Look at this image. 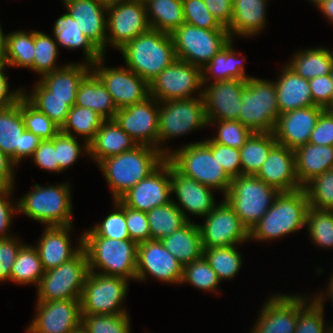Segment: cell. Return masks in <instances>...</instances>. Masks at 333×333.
Listing matches in <instances>:
<instances>
[{
  "label": "cell",
  "mask_w": 333,
  "mask_h": 333,
  "mask_svg": "<svg viewBox=\"0 0 333 333\" xmlns=\"http://www.w3.org/2000/svg\"><path fill=\"white\" fill-rule=\"evenodd\" d=\"M165 159L156 147L137 145L129 151L107 157L98 164L115 201L153 172Z\"/></svg>",
  "instance_id": "6da1fadb"
},
{
  "label": "cell",
  "mask_w": 333,
  "mask_h": 333,
  "mask_svg": "<svg viewBox=\"0 0 333 333\" xmlns=\"http://www.w3.org/2000/svg\"><path fill=\"white\" fill-rule=\"evenodd\" d=\"M119 51L126 67L148 83L177 59L171 35L152 28L127 42Z\"/></svg>",
  "instance_id": "7a4b0ae2"
},
{
  "label": "cell",
  "mask_w": 333,
  "mask_h": 333,
  "mask_svg": "<svg viewBox=\"0 0 333 333\" xmlns=\"http://www.w3.org/2000/svg\"><path fill=\"white\" fill-rule=\"evenodd\" d=\"M309 208L304 188L291 192H280L273 205L261 220L249 231V238L271 240L283 237L306 226Z\"/></svg>",
  "instance_id": "3957f363"
},
{
  "label": "cell",
  "mask_w": 333,
  "mask_h": 333,
  "mask_svg": "<svg viewBox=\"0 0 333 333\" xmlns=\"http://www.w3.org/2000/svg\"><path fill=\"white\" fill-rule=\"evenodd\" d=\"M138 244L132 240H116L108 237H82L89 271L95 268L104 275L136 280Z\"/></svg>",
  "instance_id": "277c9868"
},
{
  "label": "cell",
  "mask_w": 333,
  "mask_h": 333,
  "mask_svg": "<svg viewBox=\"0 0 333 333\" xmlns=\"http://www.w3.org/2000/svg\"><path fill=\"white\" fill-rule=\"evenodd\" d=\"M166 159L184 176L212 189L223 191V195L230 188L232 179L214 158L212 150L204 141L187 144L171 152Z\"/></svg>",
  "instance_id": "5b68a950"
},
{
  "label": "cell",
  "mask_w": 333,
  "mask_h": 333,
  "mask_svg": "<svg viewBox=\"0 0 333 333\" xmlns=\"http://www.w3.org/2000/svg\"><path fill=\"white\" fill-rule=\"evenodd\" d=\"M279 193L256 175H241L232 179L224 199L250 231L273 205Z\"/></svg>",
  "instance_id": "8992f818"
},
{
  "label": "cell",
  "mask_w": 333,
  "mask_h": 333,
  "mask_svg": "<svg viewBox=\"0 0 333 333\" xmlns=\"http://www.w3.org/2000/svg\"><path fill=\"white\" fill-rule=\"evenodd\" d=\"M238 121L252 132L273 133L280 115L275 82L250 77L241 92Z\"/></svg>",
  "instance_id": "52a82bcc"
},
{
  "label": "cell",
  "mask_w": 333,
  "mask_h": 333,
  "mask_svg": "<svg viewBox=\"0 0 333 333\" xmlns=\"http://www.w3.org/2000/svg\"><path fill=\"white\" fill-rule=\"evenodd\" d=\"M69 186L66 183L42 187L35 184L33 192L20 199L18 212H23L46 226L72 225V203Z\"/></svg>",
  "instance_id": "ba28073f"
},
{
  "label": "cell",
  "mask_w": 333,
  "mask_h": 333,
  "mask_svg": "<svg viewBox=\"0 0 333 333\" xmlns=\"http://www.w3.org/2000/svg\"><path fill=\"white\" fill-rule=\"evenodd\" d=\"M177 59L203 68L233 40L228 30H209L184 23L171 34Z\"/></svg>",
  "instance_id": "9c48e42d"
},
{
  "label": "cell",
  "mask_w": 333,
  "mask_h": 333,
  "mask_svg": "<svg viewBox=\"0 0 333 333\" xmlns=\"http://www.w3.org/2000/svg\"><path fill=\"white\" fill-rule=\"evenodd\" d=\"M88 273L87 255L81 248L69 261L44 272L37 286V301L80 299Z\"/></svg>",
  "instance_id": "30bf717a"
},
{
  "label": "cell",
  "mask_w": 333,
  "mask_h": 333,
  "mask_svg": "<svg viewBox=\"0 0 333 333\" xmlns=\"http://www.w3.org/2000/svg\"><path fill=\"white\" fill-rule=\"evenodd\" d=\"M127 290V279L89 271L80 298L81 315L126 314L120 307Z\"/></svg>",
  "instance_id": "8fae6325"
},
{
  "label": "cell",
  "mask_w": 333,
  "mask_h": 333,
  "mask_svg": "<svg viewBox=\"0 0 333 333\" xmlns=\"http://www.w3.org/2000/svg\"><path fill=\"white\" fill-rule=\"evenodd\" d=\"M198 98L159 102L163 106L159 107L158 146L170 137L209 125L202 90Z\"/></svg>",
  "instance_id": "7c38bea8"
},
{
  "label": "cell",
  "mask_w": 333,
  "mask_h": 333,
  "mask_svg": "<svg viewBox=\"0 0 333 333\" xmlns=\"http://www.w3.org/2000/svg\"><path fill=\"white\" fill-rule=\"evenodd\" d=\"M157 104L159 105V101L150 96L140 103L119 109L114 120L137 145L156 147L167 157L171 151L168 148L163 150L158 147L159 106Z\"/></svg>",
  "instance_id": "4fadbf2b"
},
{
  "label": "cell",
  "mask_w": 333,
  "mask_h": 333,
  "mask_svg": "<svg viewBox=\"0 0 333 333\" xmlns=\"http://www.w3.org/2000/svg\"><path fill=\"white\" fill-rule=\"evenodd\" d=\"M149 86L150 96L159 102L194 98L192 92L203 87L202 68L176 59Z\"/></svg>",
  "instance_id": "5bb4252c"
},
{
  "label": "cell",
  "mask_w": 333,
  "mask_h": 333,
  "mask_svg": "<svg viewBox=\"0 0 333 333\" xmlns=\"http://www.w3.org/2000/svg\"><path fill=\"white\" fill-rule=\"evenodd\" d=\"M107 16L110 36H107L106 44L109 41L118 50L151 28L146 6L142 0H121L109 4Z\"/></svg>",
  "instance_id": "9a60e30c"
},
{
  "label": "cell",
  "mask_w": 333,
  "mask_h": 333,
  "mask_svg": "<svg viewBox=\"0 0 333 333\" xmlns=\"http://www.w3.org/2000/svg\"><path fill=\"white\" fill-rule=\"evenodd\" d=\"M205 217V224H198L203 248L234 246L249 238V230L234 209L224 199Z\"/></svg>",
  "instance_id": "2e32d148"
},
{
  "label": "cell",
  "mask_w": 333,
  "mask_h": 333,
  "mask_svg": "<svg viewBox=\"0 0 333 333\" xmlns=\"http://www.w3.org/2000/svg\"><path fill=\"white\" fill-rule=\"evenodd\" d=\"M41 138L25 129L21 115V97L13 105L0 109V150L17 165L33 156Z\"/></svg>",
  "instance_id": "e0dca14e"
},
{
  "label": "cell",
  "mask_w": 333,
  "mask_h": 333,
  "mask_svg": "<svg viewBox=\"0 0 333 333\" xmlns=\"http://www.w3.org/2000/svg\"><path fill=\"white\" fill-rule=\"evenodd\" d=\"M104 57L91 64V71L102 81L118 109L150 97L149 83L129 68L101 67Z\"/></svg>",
  "instance_id": "ac0fdd59"
},
{
  "label": "cell",
  "mask_w": 333,
  "mask_h": 333,
  "mask_svg": "<svg viewBox=\"0 0 333 333\" xmlns=\"http://www.w3.org/2000/svg\"><path fill=\"white\" fill-rule=\"evenodd\" d=\"M171 194V163L165 159L119 200L131 209L148 212L171 202Z\"/></svg>",
  "instance_id": "d6986e66"
},
{
  "label": "cell",
  "mask_w": 333,
  "mask_h": 333,
  "mask_svg": "<svg viewBox=\"0 0 333 333\" xmlns=\"http://www.w3.org/2000/svg\"><path fill=\"white\" fill-rule=\"evenodd\" d=\"M27 333H70L81 325L80 299L37 301Z\"/></svg>",
  "instance_id": "ffe728a7"
},
{
  "label": "cell",
  "mask_w": 333,
  "mask_h": 333,
  "mask_svg": "<svg viewBox=\"0 0 333 333\" xmlns=\"http://www.w3.org/2000/svg\"><path fill=\"white\" fill-rule=\"evenodd\" d=\"M147 274L163 282L181 284L183 265L160 240H148L137 247L136 280H145Z\"/></svg>",
  "instance_id": "44dd1931"
},
{
  "label": "cell",
  "mask_w": 333,
  "mask_h": 333,
  "mask_svg": "<svg viewBox=\"0 0 333 333\" xmlns=\"http://www.w3.org/2000/svg\"><path fill=\"white\" fill-rule=\"evenodd\" d=\"M307 299L308 297L287 294L270 297L263 305L251 333H294L298 312L308 303Z\"/></svg>",
  "instance_id": "7402d4cb"
},
{
  "label": "cell",
  "mask_w": 333,
  "mask_h": 333,
  "mask_svg": "<svg viewBox=\"0 0 333 333\" xmlns=\"http://www.w3.org/2000/svg\"><path fill=\"white\" fill-rule=\"evenodd\" d=\"M247 80L230 79L211 83L203 90L207 121L238 120L241 92Z\"/></svg>",
  "instance_id": "603a6c76"
},
{
  "label": "cell",
  "mask_w": 333,
  "mask_h": 333,
  "mask_svg": "<svg viewBox=\"0 0 333 333\" xmlns=\"http://www.w3.org/2000/svg\"><path fill=\"white\" fill-rule=\"evenodd\" d=\"M323 110L315 105L280 114L273 131L277 143L292 150L307 144Z\"/></svg>",
  "instance_id": "cb8c5ba5"
},
{
  "label": "cell",
  "mask_w": 333,
  "mask_h": 333,
  "mask_svg": "<svg viewBox=\"0 0 333 333\" xmlns=\"http://www.w3.org/2000/svg\"><path fill=\"white\" fill-rule=\"evenodd\" d=\"M256 176L280 192L301 189L296 175L294 150L276 143Z\"/></svg>",
  "instance_id": "d4e9b609"
},
{
  "label": "cell",
  "mask_w": 333,
  "mask_h": 333,
  "mask_svg": "<svg viewBox=\"0 0 333 333\" xmlns=\"http://www.w3.org/2000/svg\"><path fill=\"white\" fill-rule=\"evenodd\" d=\"M83 35L104 54L107 39V5L97 0H63ZM105 13V14H104Z\"/></svg>",
  "instance_id": "484cf974"
},
{
  "label": "cell",
  "mask_w": 333,
  "mask_h": 333,
  "mask_svg": "<svg viewBox=\"0 0 333 333\" xmlns=\"http://www.w3.org/2000/svg\"><path fill=\"white\" fill-rule=\"evenodd\" d=\"M211 190V187L184 176L171 165V191L176 194L180 205L175 204L187 221L191 220L185 214L186 210L197 216H206L213 210L216 204Z\"/></svg>",
  "instance_id": "4316f807"
},
{
  "label": "cell",
  "mask_w": 333,
  "mask_h": 333,
  "mask_svg": "<svg viewBox=\"0 0 333 333\" xmlns=\"http://www.w3.org/2000/svg\"><path fill=\"white\" fill-rule=\"evenodd\" d=\"M68 226H46L44 234L35 248L38 251L44 271L56 268L73 258L82 248V236L76 249L70 246Z\"/></svg>",
  "instance_id": "83f0119b"
},
{
  "label": "cell",
  "mask_w": 333,
  "mask_h": 333,
  "mask_svg": "<svg viewBox=\"0 0 333 333\" xmlns=\"http://www.w3.org/2000/svg\"><path fill=\"white\" fill-rule=\"evenodd\" d=\"M275 82L280 114L295 109L315 106L309 86V80L299 76L288 65Z\"/></svg>",
  "instance_id": "f1b7e54d"
},
{
  "label": "cell",
  "mask_w": 333,
  "mask_h": 333,
  "mask_svg": "<svg viewBox=\"0 0 333 333\" xmlns=\"http://www.w3.org/2000/svg\"><path fill=\"white\" fill-rule=\"evenodd\" d=\"M137 146L136 142L116 123L114 119L104 120L94 140L89 144L88 155L101 160L129 151Z\"/></svg>",
  "instance_id": "f546056e"
},
{
  "label": "cell",
  "mask_w": 333,
  "mask_h": 333,
  "mask_svg": "<svg viewBox=\"0 0 333 333\" xmlns=\"http://www.w3.org/2000/svg\"><path fill=\"white\" fill-rule=\"evenodd\" d=\"M294 153L296 175L302 188L314 177L333 170V146L307 143Z\"/></svg>",
  "instance_id": "4dcf8cb0"
},
{
  "label": "cell",
  "mask_w": 333,
  "mask_h": 333,
  "mask_svg": "<svg viewBox=\"0 0 333 333\" xmlns=\"http://www.w3.org/2000/svg\"><path fill=\"white\" fill-rule=\"evenodd\" d=\"M160 241L183 266L204 254L198 224L191 221Z\"/></svg>",
  "instance_id": "1f68e13d"
},
{
  "label": "cell",
  "mask_w": 333,
  "mask_h": 333,
  "mask_svg": "<svg viewBox=\"0 0 333 333\" xmlns=\"http://www.w3.org/2000/svg\"><path fill=\"white\" fill-rule=\"evenodd\" d=\"M232 6V20L227 27L231 39L236 34L253 36L264 28L266 0H233Z\"/></svg>",
  "instance_id": "d6a6232c"
},
{
  "label": "cell",
  "mask_w": 333,
  "mask_h": 333,
  "mask_svg": "<svg viewBox=\"0 0 333 333\" xmlns=\"http://www.w3.org/2000/svg\"><path fill=\"white\" fill-rule=\"evenodd\" d=\"M90 66L86 62L76 65L70 63L42 75L40 82L49 90V97L76 98L80 83L91 72Z\"/></svg>",
  "instance_id": "836d02e7"
},
{
  "label": "cell",
  "mask_w": 333,
  "mask_h": 333,
  "mask_svg": "<svg viewBox=\"0 0 333 333\" xmlns=\"http://www.w3.org/2000/svg\"><path fill=\"white\" fill-rule=\"evenodd\" d=\"M74 105L87 107L105 120L114 119L119 110L105 85L92 71L80 83Z\"/></svg>",
  "instance_id": "e575fe53"
},
{
  "label": "cell",
  "mask_w": 333,
  "mask_h": 333,
  "mask_svg": "<svg viewBox=\"0 0 333 333\" xmlns=\"http://www.w3.org/2000/svg\"><path fill=\"white\" fill-rule=\"evenodd\" d=\"M53 34L56 42L67 49L83 48L85 62L95 63L103 53L83 35L82 29L69 13L60 16L54 25Z\"/></svg>",
  "instance_id": "d590c367"
},
{
  "label": "cell",
  "mask_w": 333,
  "mask_h": 333,
  "mask_svg": "<svg viewBox=\"0 0 333 333\" xmlns=\"http://www.w3.org/2000/svg\"><path fill=\"white\" fill-rule=\"evenodd\" d=\"M145 6L152 29L171 34L185 23L182 0H147Z\"/></svg>",
  "instance_id": "8d00e7d4"
},
{
  "label": "cell",
  "mask_w": 333,
  "mask_h": 333,
  "mask_svg": "<svg viewBox=\"0 0 333 333\" xmlns=\"http://www.w3.org/2000/svg\"><path fill=\"white\" fill-rule=\"evenodd\" d=\"M276 143L273 133L253 132L240 148L241 175H256Z\"/></svg>",
  "instance_id": "74e56055"
},
{
  "label": "cell",
  "mask_w": 333,
  "mask_h": 333,
  "mask_svg": "<svg viewBox=\"0 0 333 333\" xmlns=\"http://www.w3.org/2000/svg\"><path fill=\"white\" fill-rule=\"evenodd\" d=\"M232 46V40L202 68L203 85L212 75L215 82L239 79L248 80L243 63L238 62ZM207 74V75H206Z\"/></svg>",
  "instance_id": "f35d334b"
},
{
  "label": "cell",
  "mask_w": 333,
  "mask_h": 333,
  "mask_svg": "<svg viewBox=\"0 0 333 333\" xmlns=\"http://www.w3.org/2000/svg\"><path fill=\"white\" fill-rule=\"evenodd\" d=\"M299 76L310 80L318 76L331 74L333 66V52L324 48L308 49L296 53L292 61L287 64Z\"/></svg>",
  "instance_id": "ab89813d"
},
{
  "label": "cell",
  "mask_w": 333,
  "mask_h": 333,
  "mask_svg": "<svg viewBox=\"0 0 333 333\" xmlns=\"http://www.w3.org/2000/svg\"><path fill=\"white\" fill-rule=\"evenodd\" d=\"M105 119L95 111L77 105H73L67 115L65 123L60 128V131L74 136L71 129L77 135L85 137L84 148L89 153V144L94 140L97 131L100 129L102 122Z\"/></svg>",
  "instance_id": "60d3db41"
},
{
  "label": "cell",
  "mask_w": 333,
  "mask_h": 333,
  "mask_svg": "<svg viewBox=\"0 0 333 333\" xmlns=\"http://www.w3.org/2000/svg\"><path fill=\"white\" fill-rule=\"evenodd\" d=\"M35 86L30 95L23 92V96L61 128L76 98L49 97V90L40 81Z\"/></svg>",
  "instance_id": "b9f144b4"
},
{
  "label": "cell",
  "mask_w": 333,
  "mask_h": 333,
  "mask_svg": "<svg viewBox=\"0 0 333 333\" xmlns=\"http://www.w3.org/2000/svg\"><path fill=\"white\" fill-rule=\"evenodd\" d=\"M146 214L151 240H161L188 222L174 200L166 205L155 207Z\"/></svg>",
  "instance_id": "7bdbcfd3"
},
{
  "label": "cell",
  "mask_w": 333,
  "mask_h": 333,
  "mask_svg": "<svg viewBox=\"0 0 333 333\" xmlns=\"http://www.w3.org/2000/svg\"><path fill=\"white\" fill-rule=\"evenodd\" d=\"M44 272L37 249L24 244L13 263L11 281L21 285L32 283L38 286Z\"/></svg>",
  "instance_id": "ee69618b"
},
{
  "label": "cell",
  "mask_w": 333,
  "mask_h": 333,
  "mask_svg": "<svg viewBox=\"0 0 333 333\" xmlns=\"http://www.w3.org/2000/svg\"><path fill=\"white\" fill-rule=\"evenodd\" d=\"M34 51L35 31H16L6 35L7 66L30 68L34 61Z\"/></svg>",
  "instance_id": "f6af8a7d"
},
{
  "label": "cell",
  "mask_w": 333,
  "mask_h": 333,
  "mask_svg": "<svg viewBox=\"0 0 333 333\" xmlns=\"http://www.w3.org/2000/svg\"><path fill=\"white\" fill-rule=\"evenodd\" d=\"M203 256L217 273L219 280L231 279L238 273L242 261L236 246L203 248Z\"/></svg>",
  "instance_id": "bcb514c9"
},
{
  "label": "cell",
  "mask_w": 333,
  "mask_h": 333,
  "mask_svg": "<svg viewBox=\"0 0 333 333\" xmlns=\"http://www.w3.org/2000/svg\"><path fill=\"white\" fill-rule=\"evenodd\" d=\"M116 211L109 214L102 223L89 229L82 237H108L116 240H130L125 219V205L115 200Z\"/></svg>",
  "instance_id": "7dc6e473"
},
{
  "label": "cell",
  "mask_w": 333,
  "mask_h": 333,
  "mask_svg": "<svg viewBox=\"0 0 333 333\" xmlns=\"http://www.w3.org/2000/svg\"><path fill=\"white\" fill-rule=\"evenodd\" d=\"M306 225L313 243L321 247H333V210L309 207Z\"/></svg>",
  "instance_id": "c3c4849f"
},
{
  "label": "cell",
  "mask_w": 333,
  "mask_h": 333,
  "mask_svg": "<svg viewBox=\"0 0 333 333\" xmlns=\"http://www.w3.org/2000/svg\"><path fill=\"white\" fill-rule=\"evenodd\" d=\"M21 115L25 129L42 140L52 139L60 132V127L34 107L23 95L21 96Z\"/></svg>",
  "instance_id": "681fc988"
},
{
  "label": "cell",
  "mask_w": 333,
  "mask_h": 333,
  "mask_svg": "<svg viewBox=\"0 0 333 333\" xmlns=\"http://www.w3.org/2000/svg\"><path fill=\"white\" fill-rule=\"evenodd\" d=\"M323 297L315 296L306 303L298 312L296 329L294 333H332L333 326H324Z\"/></svg>",
  "instance_id": "f907efd6"
},
{
  "label": "cell",
  "mask_w": 333,
  "mask_h": 333,
  "mask_svg": "<svg viewBox=\"0 0 333 333\" xmlns=\"http://www.w3.org/2000/svg\"><path fill=\"white\" fill-rule=\"evenodd\" d=\"M309 207L333 210V170L314 177L304 187Z\"/></svg>",
  "instance_id": "816d5d0a"
},
{
  "label": "cell",
  "mask_w": 333,
  "mask_h": 333,
  "mask_svg": "<svg viewBox=\"0 0 333 333\" xmlns=\"http://www.w3.org/2000/svg\"><path fill=\"white\" fill-rule=\"evenodd\" d=\"M33 65L29 68L39 75H44L62 67L56 68L58 46L54 39L45 33L35 31V51Z\"/></svg>",
  "instance_id": "f5cc1de1"
},
{
  "label": "cell",
  "mask_w": 333,
  "mask_h": 333,
  "mask_svg": "<svg viewBox=\"0 0 333 333\" xmlns=\"http://www.w3.org/2000/svg\"><path fill=\"white\" fill-rule=\"evenodd\" d=\"M183 282H188L201 290L215 292V289H217V286L221 281L219 280L217 273L211 268L207 259L202 256L201 258L183 266L181 283Z\"/></svg>",
  "instance_id": "db71d44e"
},
{
  "label": "cell",
  "mask_w": 333,
  "mask_h": 333,
  "mask_svg": "<svg viewBox=\"0 0 333 333\" xmlns=\"http://www.w3.org/2000/svg\"><path fill=\"white\" fill-rule=\"evenodd\" d=\"M81 326L87 333H130L128 313L81 315Z\"/></svg>",
  "instance_id": "11a10c76"
},
{
  "label": "cell",
  "mask_w": 333,
  "mask_h": 333,
  "mask_svg": "<svg viewBox=\"0 0 333 333\" xmlns=\"http://www.w3.org/2000/svg\"><path fill=\"white\" fill-rule=\"evenodd\" d=\"M213 122L219 125V129L217 137H213L212 139L216 143L232 148L240 149L253 133L238 120L208 121V124Z\"/></svg>",
  "instance_id": "9f6ffc18"
},
{
  "label": "cell",
  "mask_w": 333,
  "mask_h": 333,
  "mask_svg": "<svg viewBox=\"0 0 333 333\" xmlns=\"http://www.w3.org/2000/svg\"><path fill=\"white\" fill-rule=\"evenodd\" d=\"M185 23L209 30H227L207 9L203 0H182Z\"/></svg>",
  "instance_id": "6f0895ef"
},
{
  "label": "cell",
  "mask_w": 333,
  "mask_h": 333,
  "mask_svg": "<svg viewBox=\"0 0 333 333\" xmlns=\"http://www.w3.org/2000/svg\"><path fill=\"white\" fill-rule=\"evenodd\" d=\"M204 142L231 179L241 176L240 149L216 143L212 138Z\"/></svg>",
  "instance_id": "680465c9"
},
{
  "label": "cell",
  "mask_w": 333,
  "mask_h": 333,
  "mask_svg": "<svg viewBox=\"0 0 333 333\" xmlns=\"http://www.w3.org/2000/svg\"><path fill=\"white\" fill-rule=\"evenodd\" d=\"M54 147L57 161L59 162V172L72 166L80 156L83 147H80L75 136L59 132L54 136Z\"/></svg>",
  "instance_id": "91938a15"
},
{
  "label": "cell",
  "mask_w": 333,
  "mask_h": 333,
  "mask_svg": "<svg viewBox=\"0 0 333 333\" xmlns=\"http://www.w3.org/2000/svg\"><path fill=\"white\" fill-rule=\"evenodd\" d=\"M125 219L130 240L137 244L151 240L146 212L125 206Z\"/></svg>",
  "instance_id": "94428289"
},
{
  "label": "cell",
  "mask_w": 333,
  "mask_h": 333,
  "mask_svg": "<svg viewBox=\"0 0 333 333\" xmlns=\"http://www.w3.org/2000/svg\"><path fill=\"white\" fill-rule=\"evenodd\" d=\"M13 236L0 239V281L10 280L13 263L24 244Z\"/></svg>",
  "instance_id": "6125c7cd"
},
{
  "label": "cell",
  "mask_w": 333,
  "mask_h": 333,
  "mask_svg": "<svg viewBox=\"0 0 333 333\" xmlns=\"http://www.w3.org/2000/svg\"><path fill=\"white\" fill-rule=\"evenodd\" d=\"M308 143L333 146V110L324 109L321 112Z\"/></svg>",
  "instance_id": "be15d7a7"
},
{
  "label": "cell",
  "mask_w": 333,
  "mask_h": 333,
  "mask_svg": "<svg viewBox=\"0 0 333 333\" xmlns=\"http://www.w3.org/2000/svg\"><path fill=\"white\" fill-rule=\"evenodd\" d=\"M332 77L330 74L309 80L312 100L316 106L331 110Z\"/></svg>",
  "instance_id": "e7e4bbea"
},
{
  "label": "cell",
  "mask_w": 333,
  "mask_h": 333,
  "mask_svg": "<svg viewBox=\"0 0 333 333\" xmlns=\"http://www.w3.org/2000/svg\"><path fill=\"white\" fill-rule=\"evenodd\" d=\"M32 158L35 164L41 169L59 173V162L57 161L54 147V137L52 139L41 140Z\"/></svg>",
  "instance_id": "03108f58"
},
{
  "label": "cell",
  "mask_w": 333,
  "mask_h": 333,
  "mask_svg": "<svg viewBox=\"0 0 333 333\" xmlns=\"http://www.w3.org/2000/svg\"><path fill=\"white\" fill-rule=\"evenodd\" d=\"M12 189L13 188L0 189V239L12 236L11 234L8 235L7 230L11 224L13 213L18 211V204L15 205L16 207H13L8 198L11 195Z\"/></svg>",
  "instance_id": "003e7915"
},
{
  "label": "cell",
  "mask_w": 333,
  "mask_h": 333,
  "mask_svg": "<svg viewBox=\"0 0 333 333\" xmlns=\"http://www.w3.org/2000/svg\"><path fill=\"white\" fill-rule=\"evenodd\" d=\"M207 9L218 20V22L228 27L233 15V0H203Z\"/></svg>",
  "instance_id": "a7ac6f4b"
},
{
  "label": "cell",
  "mask_w": 333,
  "mask_h": 333,
  "mask_svg": "<svg viewBox=\"0 0 333 333\" xmlns=\"http://www.w3.org/2000/svg\"><path fill=\"white\" fill-rule=\"evenodd\" d=\"M5 66H0V109L13 105L23 95L22 89L9 92L8 77L3 73Z\"/></svg>",
  "instance_id": "89a4df30"
},
{
  "label": "cell",
  "mask_w": 333,
  "mask_h": 333,
  "mask_svg": "<svg viewBox=\"0 0 333 333\" xmlns=\"http://www.w3.org/2000/svg\"><path fill=\"white\" fill-rule=\"evenodd\" d=\"M14 166L16 165L12 162L11 158L0 150V189L14 187Z\"/></svg>",
  "instance_id": "2644e50d"
},
{
  "label": "cell",
  "mask_w": 333,
  "mask_h": 333,
  "mask_svg": "<svg viewBox=\"0 0 333 333\" xmlns=\"http://www.w3.org/2000/svg\"><path fill=\"white\" fill-rule=\"evenodd\" d=\"M316 5L321 10L322 14L333 22V0H321Z\"/></svg>",
  "instance_id": "8c879c8a"
},
{
  "label": "cell",
  "mask_w": 333,
  "mask_h": 333,
  "mask_svg": "<svg viewBox=\"0 0 333 333\" xmlns=\"http://www.w3.org/2000/svg\"><path fill=\"white\" fill-rule=\"evenodd\" d=\"M2 31L0 25V66H6V36Z\"/></svg>",
  "instance_id": "753ad0ef"
},
{
  "label": "cell",
  "mask_w": 333,
  "mask_h": 333,
  "mask_svg": "<svg viewBox=\"0 0 333 333\" xmlns=\"http://www.w3.org/2000/svg\"><path fill=\"white\" fill-rule=\"evenodd\" d=\"M332 278H331V280H330V282H329V285H328V292H327V296H330L329 298H331L332 299V302H333V274H332V276H331Z\"/></svg>",
  "instance_id": "34e18365"
},
{
  "label": "cell",
  "mask_w": 333,
  "mask_h": 333,
  "mask_svg": "<svg viewBox=\"0 0 333 333\" xmlns=\"http://www.w3.org/2000/svg\"><path fill=\"white\" fill-rule=\"evenodd\" d=\"M70 333H87L85 331V329L80 325L78 328H76L75 330H73L72 332Z\"/></svg>",
  "instance_id": "11e5206c"
},
{
  "label": "cell",
  "mask_w": 333,
  "mask_h": 333,
  "mask_svg": "<svg viewBox=\"0 0 333 333\" xmlns=\"http://www.w3.org/2000/svg\"><path fill=\"white\" fill-rule=\"evenodd\" d=\"M97 1H100L106 5H109V4H112V3H116L118 1H121V0H97Z\"/></svg>",
  "instance_id": "2a66077c"
},
{
  "label": "cell",
  "mask_w": 333,
  "mask_h": 333,
  "mask_svg": "<svg viewBox=\"0 0 333 333\" xmlns=\"http://www.w3.org/2000/svg\"><path fill=\"white\" fill-rule=\"evenodd\" d=\"M331 77H332V81H333V66H332V70H331ZM331 110H333V85H332V93H331Z\"/></svg>",
  "instance_id": "b9fcfbb0"
},
{
  "label": "cell",
  "mask_w": 333,
  "mask_h": 333,
  "mask_svg": "<svg viewBox=\"0 0 333 333\" xmlns=\"http://www.w3.org/2000/svg\"><path fill=\"white\" fill-rule=\"evenodd\" d=\"M311 2H313L315 5L318 4L321 0H309Z\"/></svg>",
  "instance_id": "09005b40"
}]
</instances>
